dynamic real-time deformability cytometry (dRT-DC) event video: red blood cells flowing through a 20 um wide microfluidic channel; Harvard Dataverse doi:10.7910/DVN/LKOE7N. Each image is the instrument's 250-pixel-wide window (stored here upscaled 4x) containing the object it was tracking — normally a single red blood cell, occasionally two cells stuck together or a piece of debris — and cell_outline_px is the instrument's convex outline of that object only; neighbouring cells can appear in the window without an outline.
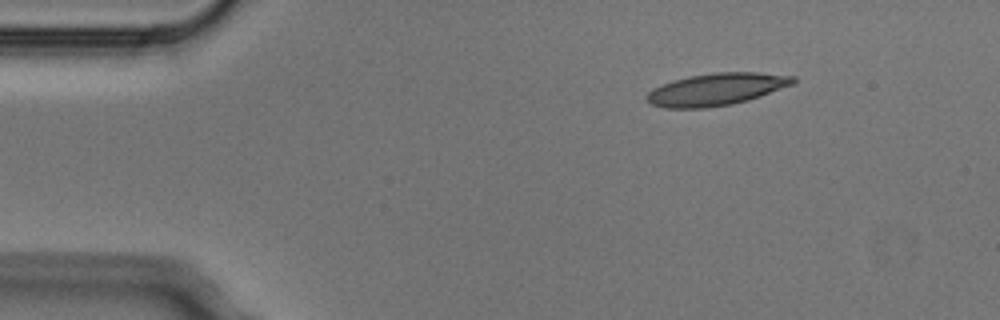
{"species": "Egyptian fruit bat (a non-hibernating species)", "species_latin": "Rousettus aegyptiacus", "temperature_condition": "cold", "stored_images_in_passage": 5, "camera_frame_rate_fps": 3000, "um_per_image_px": 0.085, "animal": {"sex": "male"}, "frame": {"image": 1, "passage_image": 5, "time_ms": 1.333, "image_size_px": [1000, 320], "cell_outline_px": [[796, 80], [792, 84], [760, 96], [748, 100], [732, 104], [704, 108], [664, 108], [652, 104], [644, 96], [652, 88], [676, 80], [692, 76], [716, 72], [756, 72], [796, 76]], "centroid_in_image_um": [60.89, 7.59], "position_along_channel_um": 24.1, "area_um2": 27.17}}